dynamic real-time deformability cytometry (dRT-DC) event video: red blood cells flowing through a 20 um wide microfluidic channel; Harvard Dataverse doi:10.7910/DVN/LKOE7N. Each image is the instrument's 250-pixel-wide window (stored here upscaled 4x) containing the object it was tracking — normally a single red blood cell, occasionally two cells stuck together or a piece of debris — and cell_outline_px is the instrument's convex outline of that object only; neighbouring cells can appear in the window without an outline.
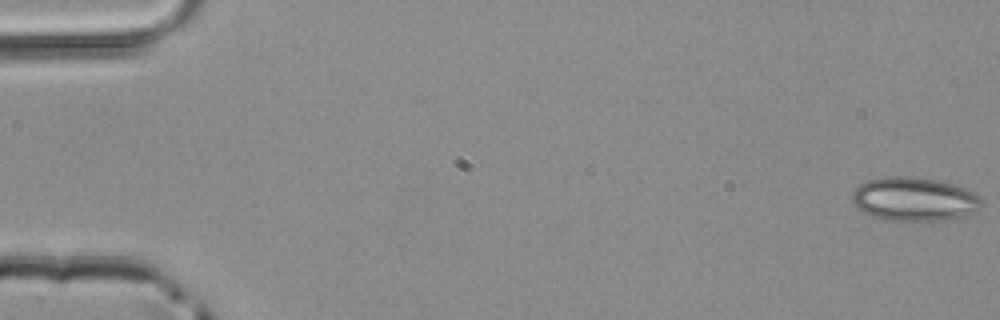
{"species": "common noctule bat (a hibernating species)", "species_latin": "Nyctalus noctula", "temperature_condition": "room temperature", "stored_images_in_passage": 13, "camera_frame_rate_fps": 3000, "um_per_image_px": 0.085, "animal": {"sex": "male", "body_mass_g": 20.4}, "frame": {"image": 1, "passage_image": 1, "time_ms": 0.0, "image_size_px": [1000, 320], "cell_outline_px": [[984, 204], [980, 208], [972, 212], [960, 216], [944, 220], [884, 220], [872, 216], [864, 212], [852, 200], [852, 192], [860, 184], [868, 180], [884, 176], [912, 176], [936, 180], [952, 184], [976, 192], [984, 196]], "centroid_in_image_um": [77.75, 16.91], "position_along_channel_um": 7.2, "area_um2": 33.06}}